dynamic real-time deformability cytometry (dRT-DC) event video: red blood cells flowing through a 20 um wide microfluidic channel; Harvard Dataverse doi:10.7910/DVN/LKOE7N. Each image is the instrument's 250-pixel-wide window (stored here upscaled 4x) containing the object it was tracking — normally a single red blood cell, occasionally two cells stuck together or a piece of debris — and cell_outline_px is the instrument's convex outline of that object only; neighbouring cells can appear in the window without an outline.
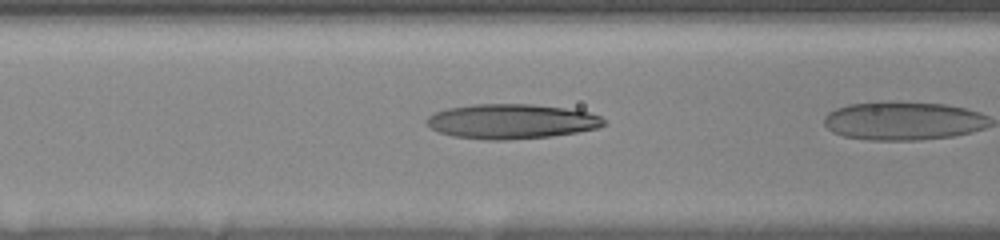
{"species": "human", "species_latin": "Homo sapiens", "temperature_condition": "room temperature", "stored_images_in_passage": 35, "camera_frame_rate_fps": 3000, "um_per_image_px": 0.085, "donor": {"sex": "female"}, "frame": {"image": 1, "passage_image": 20, "time_ms": 6.667, "image_size_px": [1000, 240], "cell_outline_px": [[608, 124], [596, 128], [576, 132], [552, 136], [508, 140], [484, 140], [452, 136], [440, 132], [432, 128], [424, 120], [428, 116], [436, 112], [448, 108], [476, 104], [532, 104], [564, 108], [588, 112], [600, 116]], "centroid_in_image_um": [43.47, 10.32], "position_along_channel_um": 123.1, "area_um2": 35.84}}
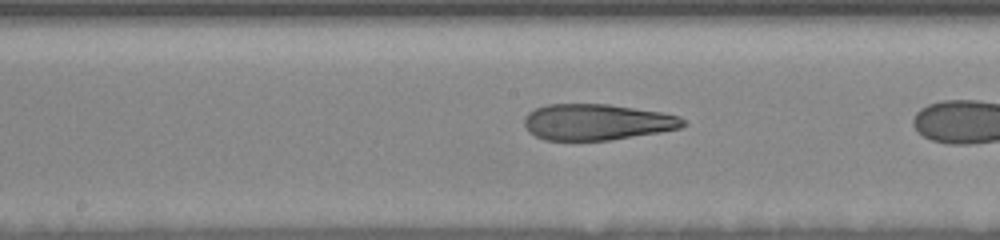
{"frame": {"image": 2, "passage_image": 25, "time_ms": 8.667, "image_size_px": [1000, 240], "cell_outline_px": [[688, 124], [680, 128], [660, 132], [608, 140], [544, 140], [528, 132], [524, 124], [524, 120], [528, 112], [536, 108], [548, 104], [608, 104], [660, 112], [680, 116]], "centroid_in_image_um": [50.73, 10.37], "position_along_channel_um": 197.5, "area_um2": 33.35}}